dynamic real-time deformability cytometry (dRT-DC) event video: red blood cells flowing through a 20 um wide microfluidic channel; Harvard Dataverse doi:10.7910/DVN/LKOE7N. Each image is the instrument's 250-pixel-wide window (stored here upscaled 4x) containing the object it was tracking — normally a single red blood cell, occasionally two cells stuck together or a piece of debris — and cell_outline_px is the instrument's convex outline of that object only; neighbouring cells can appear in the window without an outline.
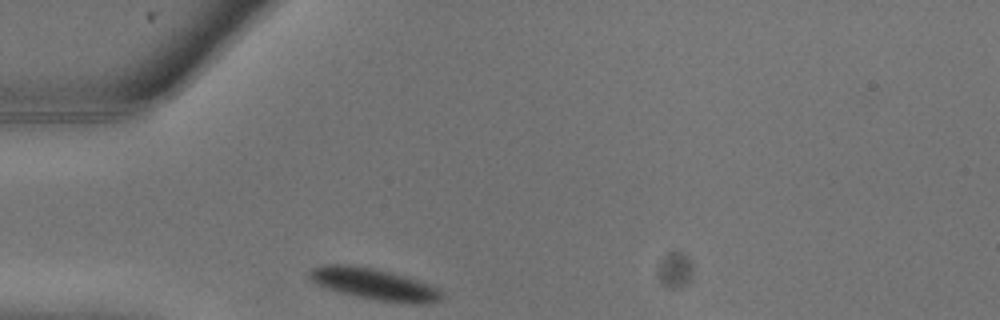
{"species": "common noctule bat (a hibernating species)", "species_latin": "Nyctalus noctula", "temperature_condition": "warm", "stored_images_in_passage": 3, "camera_frame_rate_fps": 3000, "um_per_image_px": 0.085, "animal": {"sex": "male", "body_mass_g": 13.3}, "frame": {"image": 1, "passage_image": 1, "time_ms": 0.0, "image_size_px": [1000, 320], "cell_outline_px": [[444, 296], [440, 300], [428, 304], [408, 304], [376, 300], [328, 288], [316, 284], [308, 276], [308, 272], [312, 268], [324, 264], [344, 264], [372, 268], [392, 272], [408, 276], [440, 288], [444, 292]], "centroid_in_image_um": [31.9, 24.15], "position_along_channel_um": 53.1, "area_um2": 24.39}}